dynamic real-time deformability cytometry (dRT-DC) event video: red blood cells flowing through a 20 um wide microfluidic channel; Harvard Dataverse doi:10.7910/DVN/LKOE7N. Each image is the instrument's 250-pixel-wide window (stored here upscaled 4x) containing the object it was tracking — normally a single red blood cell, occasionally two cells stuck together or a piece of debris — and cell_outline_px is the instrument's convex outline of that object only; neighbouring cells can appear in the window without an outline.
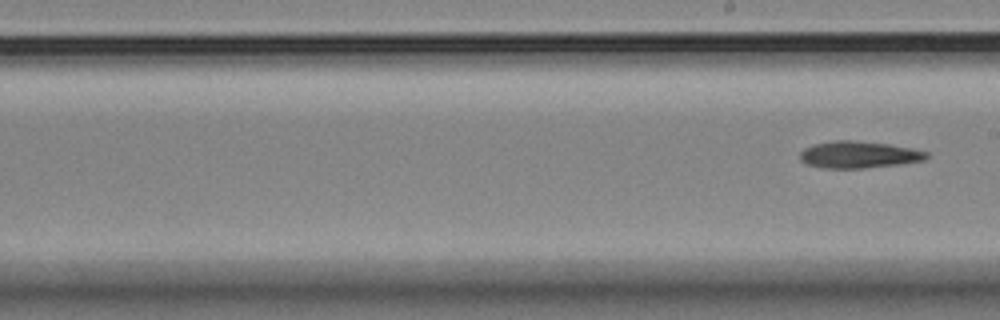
{"species": "Egyptian fruit bat (a non-hibernating species)", "species_latin": "Rousettus aegyptiacus", "temperature_condition": "room temperature", "stored_images_in_passage": 10, "segment_of_instrument_passage": [2, 2], "camera_frame_rate_fps": 3000, "um_per_image_px": 0.085, "animal": {"sex": "female"}, "frame": {"image": 1, "passage_image": 10, "time_ms": 11.667, "image_size_px": [1000, 320], "cell_outline_px": [[928, 156], [924, 160], [900, 164], [864, 168], [824, 168], [808, 164], [800, 160], [800, 152], [804, 148], [816, 144], [836, 140], [848, 140], [888, 144], [912, 148], [928, 152]], "centroid_in_image_um": [73.0, 13.15], "position_along_channel_um": 216.0, "area_um2": 19.59}}